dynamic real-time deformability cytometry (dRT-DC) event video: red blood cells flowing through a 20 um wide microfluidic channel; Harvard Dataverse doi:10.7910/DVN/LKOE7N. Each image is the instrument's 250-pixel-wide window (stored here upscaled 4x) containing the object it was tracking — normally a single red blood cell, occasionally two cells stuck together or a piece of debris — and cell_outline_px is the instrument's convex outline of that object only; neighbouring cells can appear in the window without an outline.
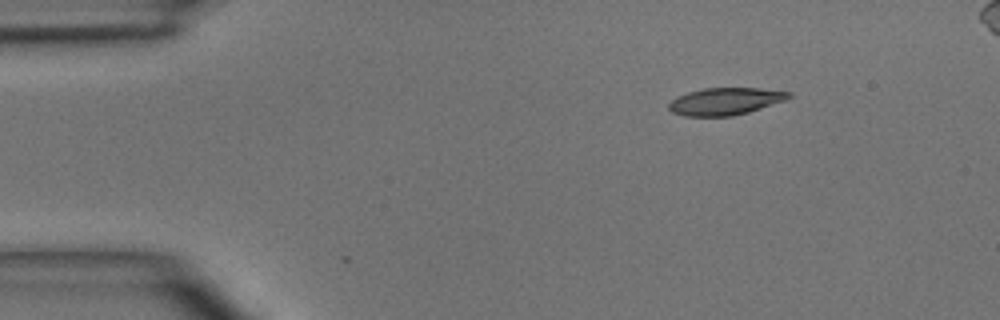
{"species": "common noctule bat (a hibernating species)", "species_latin": "Nyctalus noctula", "temperature_condition": "room temperature", "stored_images_in_passage": 4, "segment_of_instrument_passage": [1, 2], "camera_frame_rate_fps": 3000, "um_per_image_px": 0.085, "animal": {"sex": "male", "body_mass_g": 15.6}, "frame": {"image": 1, "passage_image": 1, "time_ms": 0.0, "image_size_px": [1000, 320], "cell_outline_px": [[792, 96], [788, 100], [748, 112], [732, 116], [684, 116], [672, 112], [668, 108], [668, 104], [676, 96], [688, 92], [704, 88], [760, 88], [792, 92]], "centroid_in_image_um": [61.67, 8.61], "position_along_channel_um": 23.3, "area_um2": 19.19}}